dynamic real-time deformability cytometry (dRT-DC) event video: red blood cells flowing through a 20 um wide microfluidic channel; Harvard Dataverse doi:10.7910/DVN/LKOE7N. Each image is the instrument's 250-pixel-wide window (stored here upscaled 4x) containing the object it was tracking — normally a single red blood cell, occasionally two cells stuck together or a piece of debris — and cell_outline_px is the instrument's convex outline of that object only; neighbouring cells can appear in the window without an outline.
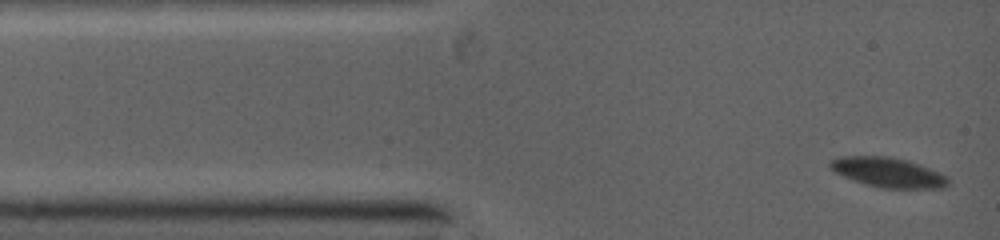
{"species": "common noctule bat (a hibernating species)", "species_latin": "Nyctalus noctula", "temperature_condition": "warm", "stored_images_in_passage": 28, "camera_frame_rate_fps": 5000, "um_per_image_px": 0.085, "animal": {"sex": "female", "body_mass_g": 19.0, "forearm_length_mm": 53.3}, "frame": {"image": 1, "passage_image": 1, "time_ms": 0.0, "image_size_px": [1000, 240], "cell_outline_px": [[948, 184], [940, 188], [880, 188], [844, 176], [836, 172], [828, 164], [832, 160], [844, 156], [880, 156], [904, 160], [916, 164], [936, 172], [944, 176], [948, 180]], "centroid_in_image_um": [75.45, 14.66], "position_along_channel_um": 9.6, "area_um2": 19.48}}
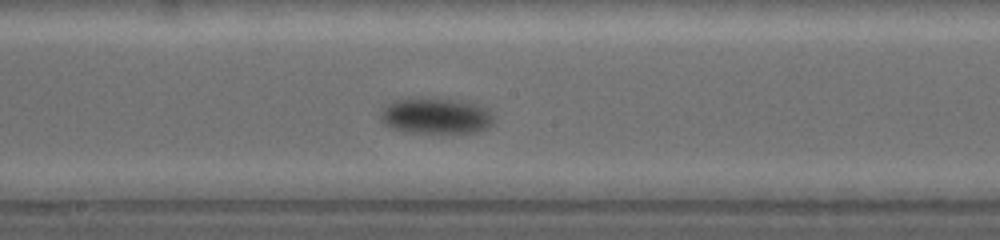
{"frame": {"image": 2, "passage_image": 13, "time_ms": 6.4, "image_size_px": [1000, 240], "cell_outline_px": [[492, 124], [476, 132], [412, 132], [396, 128], [388, 124], [380, 116], [380, 112], [384, 108], [396, 100], [440, 100], [460, 104], [476, 108], [484, 112], [492, 120]], "centroid_in_image_um": [36.93, 9.92], "position_along_channel_um": 211.3, "area_um2": 21.04}}
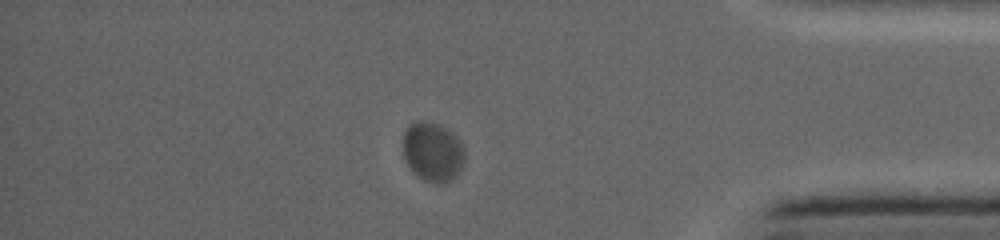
{"frame": {"image": 3, "passage_image": 24, "time_ms": 11.8, "image_size_px": [1000, 240], "cell_outline_px": [[464, 160], [456, 176], [452, 180], [440, 184], [436, 184], [424, 180], [404, 160], [404, 132], [412, 124], [436, 124], [452, 132], [460, 140], [464, 148]], "centroid_in_image_um": [36.83, 12.96], "position_along_channel_um": 398.4, "area_um2": 20.58}}